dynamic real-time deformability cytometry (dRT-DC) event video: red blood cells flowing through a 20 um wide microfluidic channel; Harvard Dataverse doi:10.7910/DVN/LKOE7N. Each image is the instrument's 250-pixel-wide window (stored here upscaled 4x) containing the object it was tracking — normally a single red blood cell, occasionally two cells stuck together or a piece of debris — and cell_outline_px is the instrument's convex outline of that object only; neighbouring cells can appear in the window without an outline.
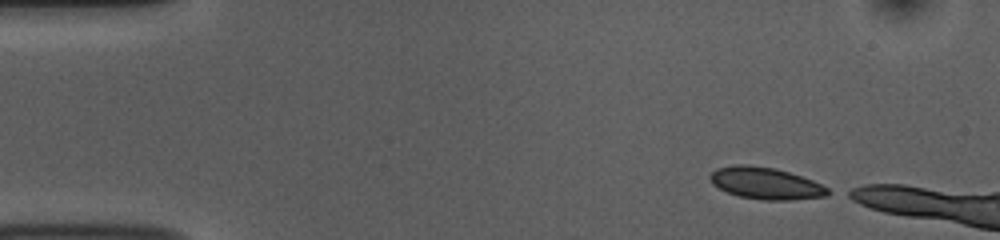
{"species": "common noctule bat (a hibernating species)", "species_latin": "Nyctalus noctula", "temperature_condition": "room temperature", "stored_images_in_passage": 6, "camera_frame_rate_fps": 3000, "um_per_image_px": 0.085, "animal": {"sex": "female", "body_mass_g": 10.0, "forearm_length_mm": 53.1}, "frame": {"image": 1, "passage_image": 1, "time_ms": 0.0, "image_size_px": [1000, 240], "cell_outline_px": [[836, 192], [828, 196], [792, 200], [764, 200], [740, 196], [728, 192], [712, 184], [708, 176], [716, 168], [736, 164], [744, 164], [776, 168], [812, 180]], "centroid_in_image_um": [65.12, 15.58], "position_along_channel_um": 19.9, "area_um2": 21.96}}